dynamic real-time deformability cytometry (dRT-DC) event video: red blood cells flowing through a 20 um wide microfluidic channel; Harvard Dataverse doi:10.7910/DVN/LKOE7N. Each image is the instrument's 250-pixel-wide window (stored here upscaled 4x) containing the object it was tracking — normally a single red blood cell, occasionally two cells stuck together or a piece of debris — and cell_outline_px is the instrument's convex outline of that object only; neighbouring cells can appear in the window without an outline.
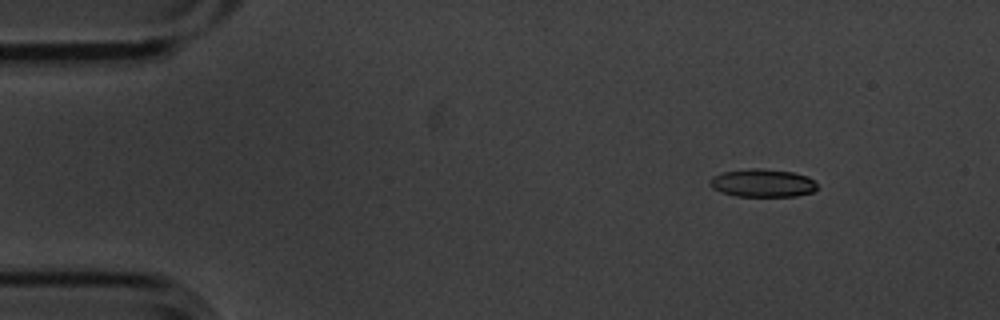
{"species": "common noctule bat (a hibernating species)", "species_latin": "Nyctalus noctula", "temperature_condition": "cold", "stored_images_in_passage": 7, "camera_frame_rate_fps": 3000, "um_per_image_px": 0.085, "animal": {"sex": "male", "body_mass_g": 20.1, "forearm_length_mm": 53.5}, "frame": {"image": 1, "passage_image": 1, "time_ms": 0.0, "image_size_px": [1000, 320], "cell_outline_px": [[816, 188], [812, 192], [796, 196], [736, 196], [720, 192], [712, 188], [708, 184], [708, 180], [712, 176], [724, 172], [752, 168], [760, 168], [792, 172], [808, 176], [816, 180]], "centroid_in_image_um": [64.8, 15.56], "position_along_channel_um": 20.2, "area_um2": 17.63}}
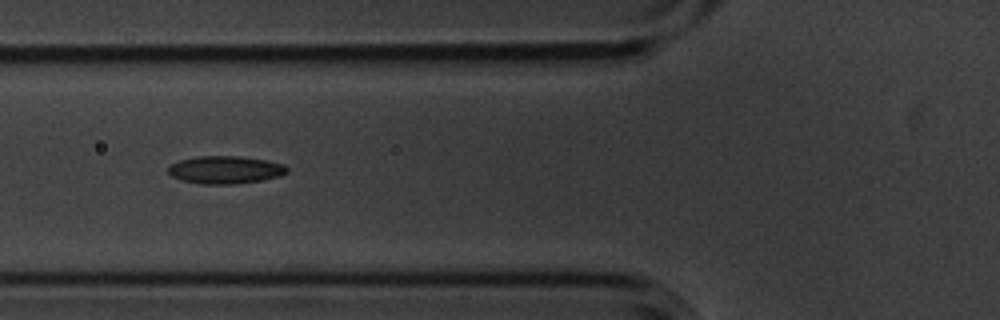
{"frame": {"image": 2, "passage_image": 5, "time_ms": 1.333, "image_size_px": [1000, 320], "cell_outline_px": [[288, 172], [280, 176], [260, 180], [236, 184], [200, 184], [180, 180], [172, 176], [168, 172], [168, 168], [172, 164], [180, 160], [196, 156], [240, 156], [264, 160], [284, 164], [288, 168]], "centroid_in_image_um": [19.14, 14.44], "position_along_channel_um": 106.7, "area_um2": 19.19}}
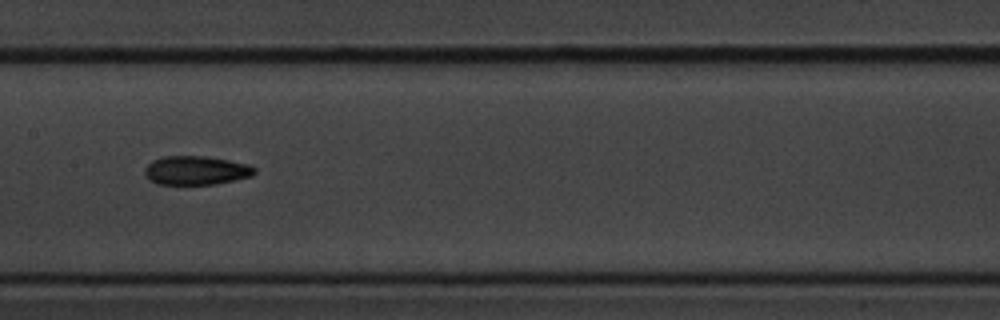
{"frame": {"image": 3, "passage_image": 7, "time_ms": 2.0, "image_size_px": [1000, 320], "cell_outline_px": [[256, 172], [252, 176], [216, 184], [156, 184], [148, 180], [144, 176], [144, 168], [152, 160], [164, 156], [204, 156], [228, 160], [248, 164], [256, 168]], "centroid_in_image_um": [16.63, 14.49], "position_along_channel_um": 190.8, "area_um2": 18.61}}